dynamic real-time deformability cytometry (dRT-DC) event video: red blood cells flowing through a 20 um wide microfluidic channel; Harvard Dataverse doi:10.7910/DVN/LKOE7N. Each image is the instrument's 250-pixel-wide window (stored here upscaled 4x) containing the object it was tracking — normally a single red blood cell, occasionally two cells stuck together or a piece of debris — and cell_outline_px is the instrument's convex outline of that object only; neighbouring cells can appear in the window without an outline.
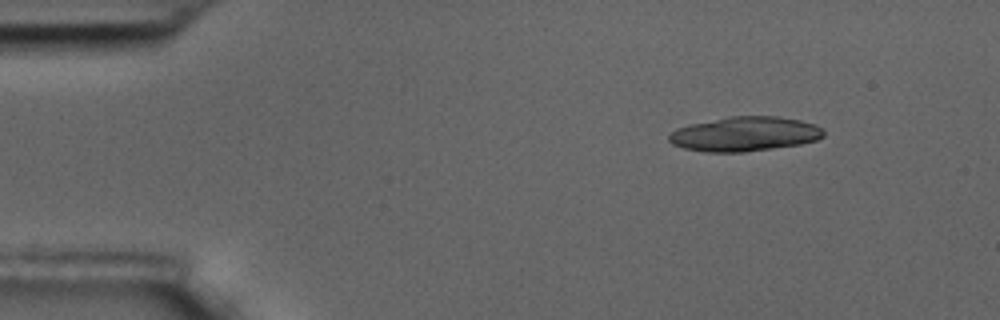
{"species": "common noctule bat (a hibernating species)", "species_latin": "Nyctalus noctula", "temperature_condition": "room temperature", "stored_images_in_passage": 6, "camera_frame_rate_fps": 3000, "um_per_image_px": 0.085, "animal": {"sex": "male", "body_mass_g": 17.5, "forearm_length_mm": 52.3}, "frame": {"image": 1, "passage_image": 2, "time_ms": 0.333, "image_size_px": [1000, 320], "cell_outline_px": [[824, 136], [816, 140], [800, 144], [744, 152], [704, 152], [684, 148], [672, 144], [668, 140], [668, 136], [676, 128], [692, 124], [728, 116], [776, 116], [800, 120], [816, 124], [824, 132]], "centroid_in_image_um": [63.29, 11.39], "position_along_channel_um": 21.7, "area_um2": 31.04}}